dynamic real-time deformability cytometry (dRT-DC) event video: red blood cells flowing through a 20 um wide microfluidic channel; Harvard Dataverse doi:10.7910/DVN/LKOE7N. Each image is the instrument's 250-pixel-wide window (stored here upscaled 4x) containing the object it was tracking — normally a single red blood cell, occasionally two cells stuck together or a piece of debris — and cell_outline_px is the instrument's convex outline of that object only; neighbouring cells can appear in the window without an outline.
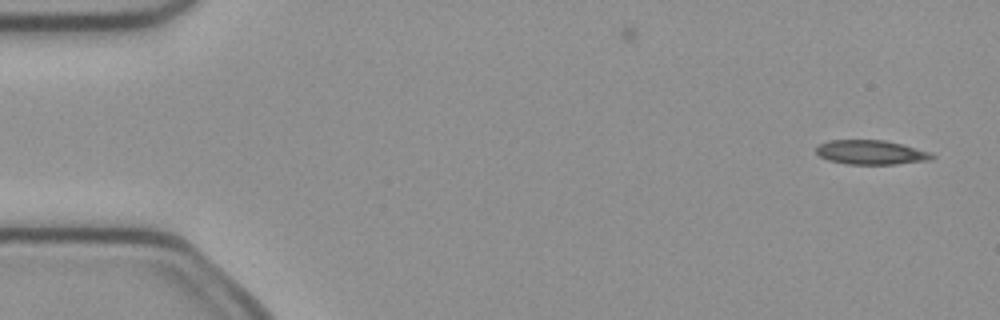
{"species": "common noctule bat (a hibernating species)", "species_latin": "Nyctalus noctula", "temperature_condition": "cold", "stored_images_in_passage": 5, "camera_frame_rate_fps": 3000, "um_per_image_px": 0.085, "animal": {"sex": "female", "body_mass_g": 21.9}, "frame": {"image": 1, "passage_image": 1, "time_ms": 0.0, "image_size_px": [1000, 320], "cell_outline_px": [[936, 156], [928, 160], [896, 164], [848, 164], [828, 160], [820, 156], [816, 152], [816, 144], [828, 140], [884, 140], [932, 152]], "centroid_in_image_um": [74.0, 12.94], "position_along_channel_um": 11.0, "area_um2": 16.42}}
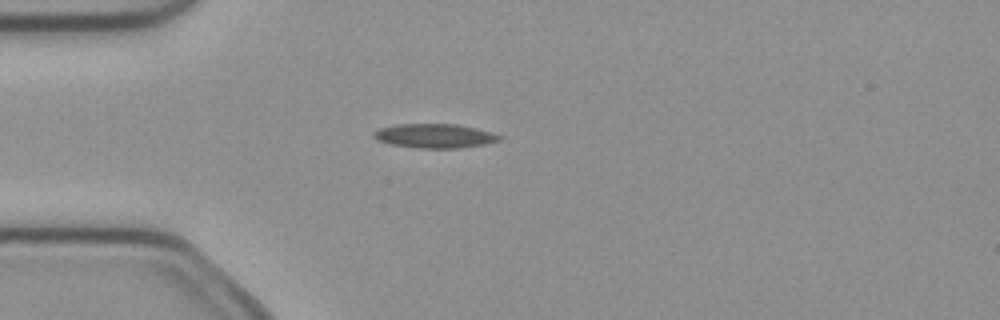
{"frame": {"image": 2, "passage_image": 4, "time_ms": 1.0, "image_size_px": [1000, 320], "cell_outline_px": [[504, 136], [500, 140], [484, 144], [460, 148], [416, 148], [388, 144], [376, 140], [372, 136], [372, 132], [380, 128], [396, 124], [456, 124], [476, 128]], "centroid_in_image_um": [36.9, 11.55], "position_along_channel_um": 48.1, "area_um2": 17.86}}